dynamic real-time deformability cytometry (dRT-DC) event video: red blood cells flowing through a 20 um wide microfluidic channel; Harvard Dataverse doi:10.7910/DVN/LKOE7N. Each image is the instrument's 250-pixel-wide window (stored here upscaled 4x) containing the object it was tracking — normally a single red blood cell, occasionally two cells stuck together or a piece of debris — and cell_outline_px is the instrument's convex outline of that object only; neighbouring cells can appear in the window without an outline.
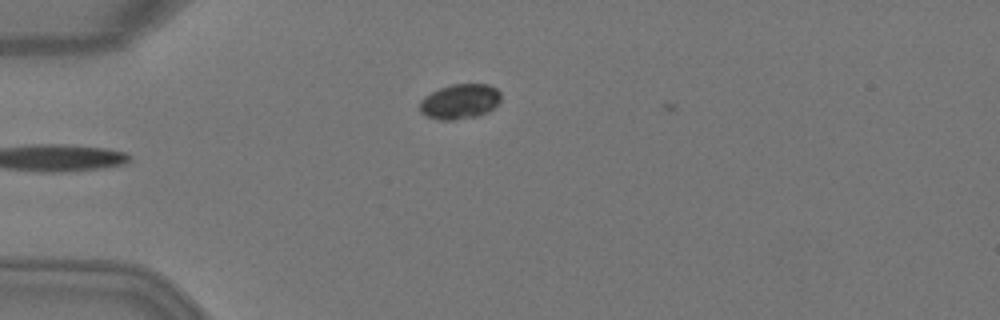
{"species": "Egyptian fruit bat (a non-hibernating species)", "species_latin": "Rousettus aegyptiacus", "temperature_condition": "warm", "stored_images_in_passage": 5, "camera_frame_rate_fps": 3000, "um_per_image_px": 0.085, "animal": {"sex": "female"}, "frame": {"image": 1, "passage_image": 5, "time_ms": 1.333, "image_size_px": [1000, 320], "cell_outline_px": [[500, 100], [488, 112], [476, 116], [452, 120], [440, 120], [428, 116], [420, 112], [420, 100], [424, 96], [440, 88], [452, 84], [488, 84], [496, 88], [500, 92]], "centroid_in_image_um": [39.08, 8.62], "position_along_channel_um": 45.9, "area_um2": 16.42}}